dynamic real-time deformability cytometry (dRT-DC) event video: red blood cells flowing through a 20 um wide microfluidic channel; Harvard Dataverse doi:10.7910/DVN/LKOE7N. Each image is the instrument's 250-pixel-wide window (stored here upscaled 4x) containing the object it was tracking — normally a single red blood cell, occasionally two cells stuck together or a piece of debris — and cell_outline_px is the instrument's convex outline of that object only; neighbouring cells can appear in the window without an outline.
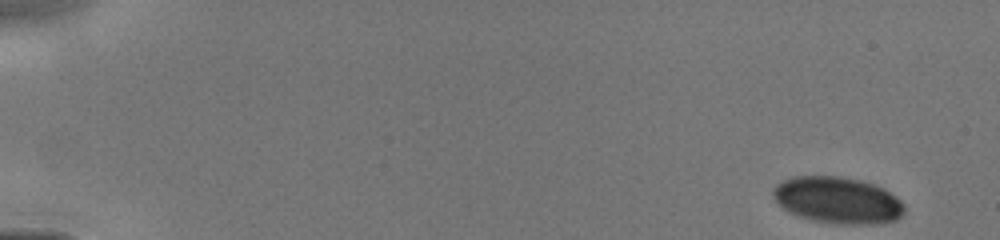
{"species": "human", "species_latin": "Homo sapiens", "temperature_condition": "cold", "stored_images_in_passage": 55, "camera_frame_rate_fps": 3000, "um_per_image_px": 0.085, "donor": {"sex": "male"}, "frame": {"image": 1, "passage_image": 1, "time_ms": 0.0, "image_size_px": [1000, 240], "cell_outline_px": [[904, 216], [896, 220], [880, 224], [836, 224], [816, 220], [800, 216], [784, 208], [776, 200], [772, 192], [776, 184], [792, 176], [840, 176], [860, 180], [884, 188], [896, 196], [904, 204]], "centroid_in_image_um": [71.26, 17.01], "position_along_channel_um": 13.7, "area_um2": 35.6}}
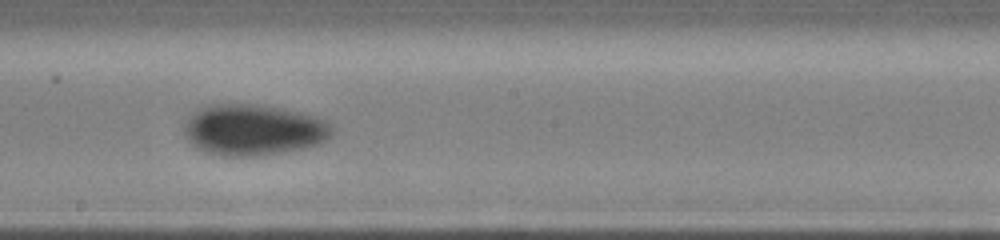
{"frame": {"image": 2, "passage_image": 31, "time_ms": 8.333, "image_size_px": [1000, 240], "cell_outline_px": [[332, 136], [320, 144], [304, 148], [260, 156], [220, 156], [204, 152], [196, 148], [188, 140], [184, 132], [184, 124], [188, 116], [196, 108], [208, 104], [260, 104], [284, 108], [316, 116], [328, 120], [332, 124]], "centroid_in_image_um": [21.53, 11.03], "position_along_channel_um": 226.7, "area_um2": 44.91}}
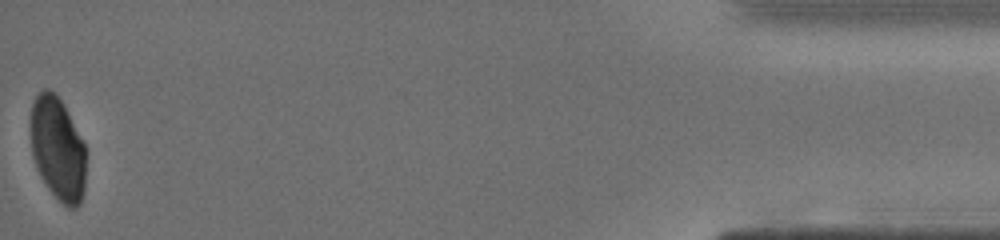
{"frame": {"image": 3, "passage_image": 55, "time_ms": 14.667, "image_size_px": [1000, 240], "cell_outline_px": [[84, 192], [80, 204], [76, 208], [68, 208], [48, 188], [40, 176], [36, 168], [32, 156], [28, 120], [32, 104], [36, 96], [44, 88], [48, 88], [56, 92], [64, 104], [84, 144]], "centroid_in_image_um": [4.85, 12.59], "position_along_channel_um": 430.3, "area_um2": 33.7}}